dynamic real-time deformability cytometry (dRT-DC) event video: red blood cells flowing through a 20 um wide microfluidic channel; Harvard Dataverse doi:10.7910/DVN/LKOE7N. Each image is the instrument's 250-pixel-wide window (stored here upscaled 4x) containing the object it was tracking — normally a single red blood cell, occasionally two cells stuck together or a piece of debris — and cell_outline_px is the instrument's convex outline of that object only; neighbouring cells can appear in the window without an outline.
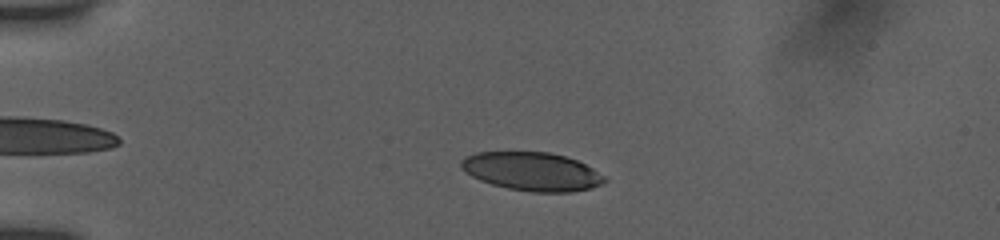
{"species": "human", "species_latin": "Homo sapiens", "temperature_condition": "room temperature", "stored_images_in_passage": 52, "camera_frame_rate_fps": 3000, "um_per_image_px": 0.085, "donor": {"sex": "female"}, "frame": {"image": 1, "passage_image": 12, "time_ms": 3.667, "image_size_px": [1000, 240], "cell_outline_px": [[608, 180], [592, 188], [572, 192], [532, 192], [508, 188], [492, 184], [480, 180], [472, 176], [460, 168], [460, 160], [464, 156], [476, 152], [548, 152], [564, 156], [576, 160], [608, 176]], "centroid_in_image_um": [45.22, 14.57], "position_along_channel_um": 39.8, "area_um2": 32.31}}
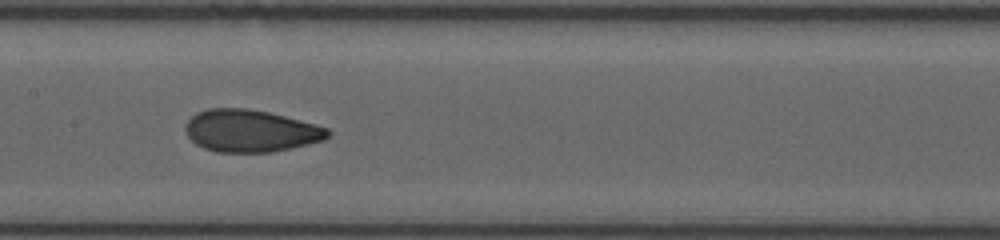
{"frame": {"image": 2, "passage_image": 27, "time_ms": 8.667, "image_size_px": [1000, 240], "cell_outline_px": [[332, 132], [324, 140], [292, 148], [272, 152], [216, 152], [204, 148], [196, 144], [188, 136], [184, 128], [188, 120], [196, 112], [208, 108], [248, 108], [268, 112], [316, 124], [328, 128]], "centroid_in_image_um": [21.3, 11.12], "position_along_channel_um": 186.1, "area_um2": 35.14}}
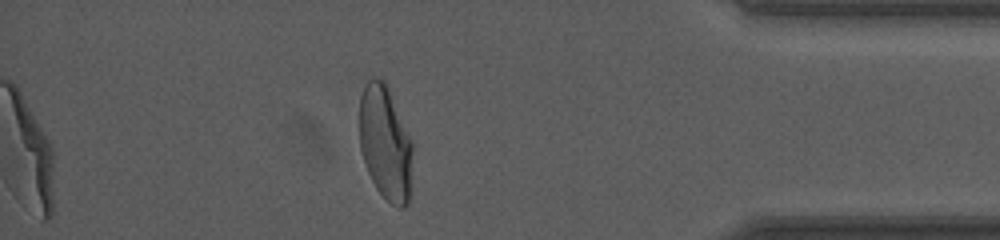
{"frame": {"image": 3, "passage_image": 46, "time_ms": 15.0, "image_size_px": [1000, 240], "cell_outline_px": [[412, 152], [408, 204], [404, 208], [400, 208], [392, 204], [376, 188], [368, 172], [360, 148], [360, 96], [368, 80], [372, 76], [376, 76], [384, 80], [388, 88], [412, 140]], "centroid_in_image_um": [32.75, 12.13], "position_along_channel_um": 402.5, "area_um2": 35.08}, "authors_computed_cell_mechanics": {"area_um2": 34.3621, "velocity_mm_per_s": 3.8987, "shape_relaxation_time_tau1_ms": 6.6911, "shape_relaxation_time_tau2_ms": 1.0916, "deformation_change_tau1": 0.2024, "deformation_change_tau2": 0.0647}}